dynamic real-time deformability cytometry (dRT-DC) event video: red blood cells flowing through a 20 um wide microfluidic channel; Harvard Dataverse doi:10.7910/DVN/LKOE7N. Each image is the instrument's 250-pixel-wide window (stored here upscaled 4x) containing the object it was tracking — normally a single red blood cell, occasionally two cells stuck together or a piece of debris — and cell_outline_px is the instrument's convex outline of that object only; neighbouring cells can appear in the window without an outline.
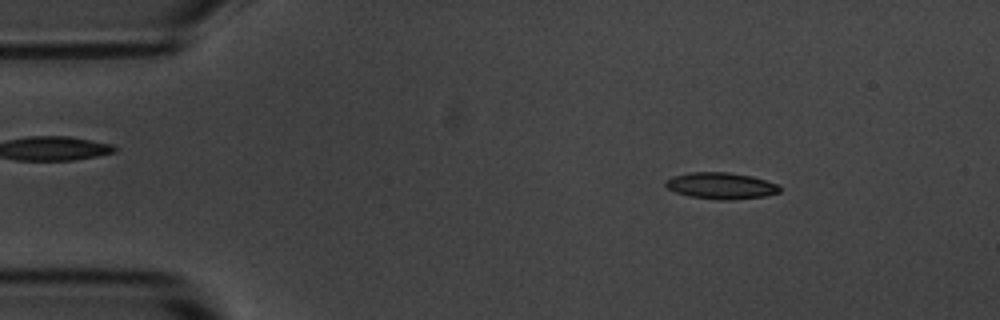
{"species": "common noctule bat (a hibernating species)", "species_latin": "Nyctalus noctula", "temperature_condition": "room temperature", "stored_images_in_passage": 5, "camera_frame_rate_fps": 3000, "um_per_image_px": 0.085, "animal": {"sex": "male", "body_mass_g": 20.1, "forearm_length_mm": 53.5}, "frame": {"image": 1, "passage_image": 1, "time_ms": 0.0, "image_size_px": [1000, 320], "cell_outline_px": [[780, 192], [764, 196], [732, 200], [716, 200], [688, 196], [676, 192], [668, 188], [664, 184], [664, 180], [672, 176], [692, 172], [728, 172], [752, 176], [776, 184], [780, 188]], "centroid_in_image_um": [61.24, 15.79], "position_along_channel_um": 23.8, "area_um2": 17.63}}
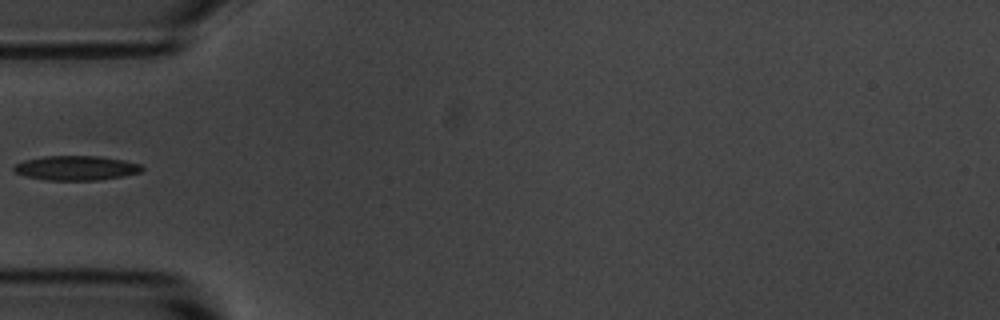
{"frame": {"image": 2, "passage_image": 4, "time_ms": 3.333, "image_size_px": [1000, 320], "cell_outline_px": [[144, 168], [140, 172], [124, 176], [100, 180], [48, 180], [24, 176], [16, 172], [12, 168], [16, 164], [24, 160], [44, 156], [100, 156], [124, 160], [140, 164]], "centroid_in_image_um": [6.48, 14.28], "position_along_channel_um": 78.5, "area_um2": 18.32}}